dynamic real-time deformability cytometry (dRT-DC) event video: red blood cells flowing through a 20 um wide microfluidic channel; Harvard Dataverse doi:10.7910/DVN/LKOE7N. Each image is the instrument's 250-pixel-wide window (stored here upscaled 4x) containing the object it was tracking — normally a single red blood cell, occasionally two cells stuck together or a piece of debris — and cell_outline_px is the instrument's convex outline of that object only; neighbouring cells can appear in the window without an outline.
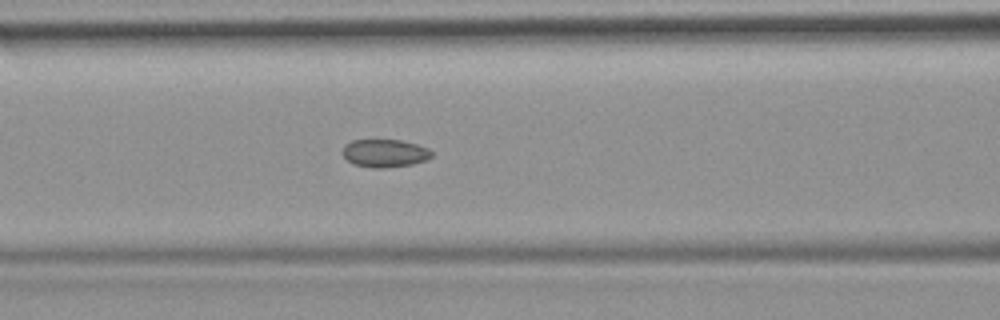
{"species": "common noctule bat (a hibernating species)", "species_latin": "Nyctalus noctula", "temperature_condition": "room temperature", "stored_images_in_passage": 45, "camera_frame_rate_fps": 3000, "um_per_image_px": 0.085, "animal": {"sex": "female", "body_mass_g": 19.9}, "frame": {"image": 1, "passage_image": 14, "time_ms": 4.333, "image_size_px": [1000, 320], "cell_outline_px": [[432, 156], [428, 160], [412, 164], [384, 168], [372, 168], [352, 164], [340, 152], [344, 144], [352, 140], [400, 140], [416, 144], [428, 148], [432, 152]], "centroid_in_image_um": [32.68, 13.02], "position_along_channel_um": 133.9, "area_um2": 14.68}}